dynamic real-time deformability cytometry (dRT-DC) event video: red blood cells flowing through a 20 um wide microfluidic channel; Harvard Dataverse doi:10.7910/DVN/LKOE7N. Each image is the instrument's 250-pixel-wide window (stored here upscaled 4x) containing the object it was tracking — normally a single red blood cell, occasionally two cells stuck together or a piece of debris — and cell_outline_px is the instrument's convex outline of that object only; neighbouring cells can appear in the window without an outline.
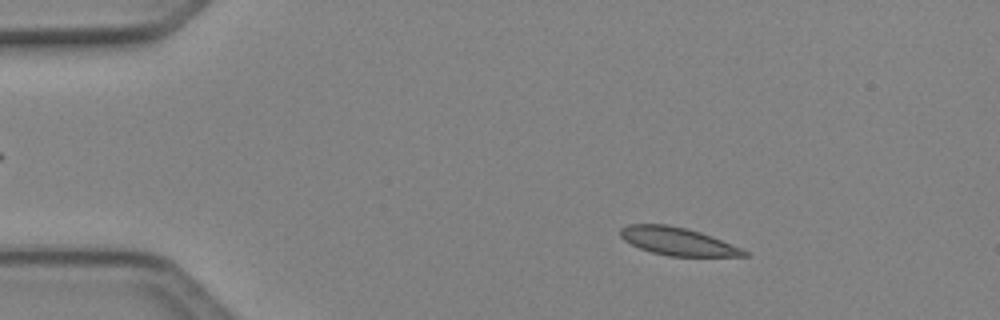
{"species": "Egyptian fruit bat (a non-hibernating species)", "species_latin": "Rousettus aegyptiacus", "temperature_condition": "cold", "stored_images_in_passage": 47, "camera_frame_rate_fps": 3000, "um_per_image_px": 0.085, "animal": {"sex": "female"}, "frame": {"image": 1, "passage_image": 6, "time_ms": 1.667, "image_size_px": [1000, 320], "cell_outline_px": [[748, 256], [668, 256], [652, 252], [640, 248], [624, 240], [620, 236], [620, 228], [628, 224], [668, 224], [700, 232], [712, 236], [740, 248], [748, 252]], "centroid_in_image_um": [57.57, 20.51], "position_along_channel_um": 27.4, "area_um2": 19.88}}
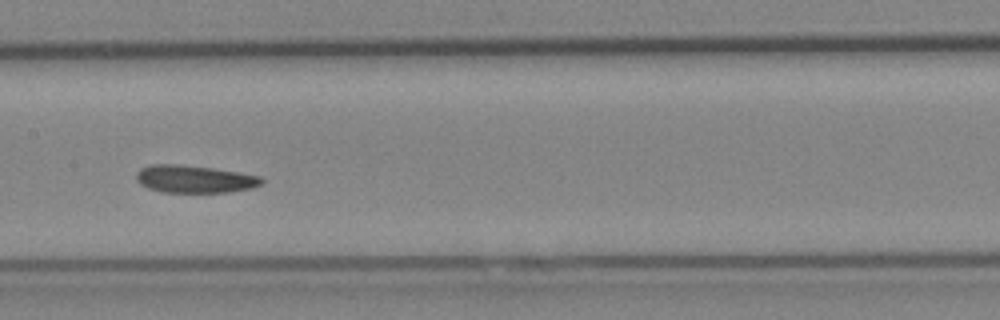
{"frame": {"image": 2, "passage_image": 23, "time_ms": 7.333, "image_size_px": [1000, 320], "cell_outline_px": [[264, 180], [260, 184], [252, 188], [228, 192], [160, 192], [148, 188], [140, 184], [136, 180], [136, 172], [140, 168], [152, 164], [180, 164], [212, 168], [260, 176]], "centroid_in_image_um": [16.48, 15.22], "position_along_channel_um": 190.9, "area_um2": 20.11}}
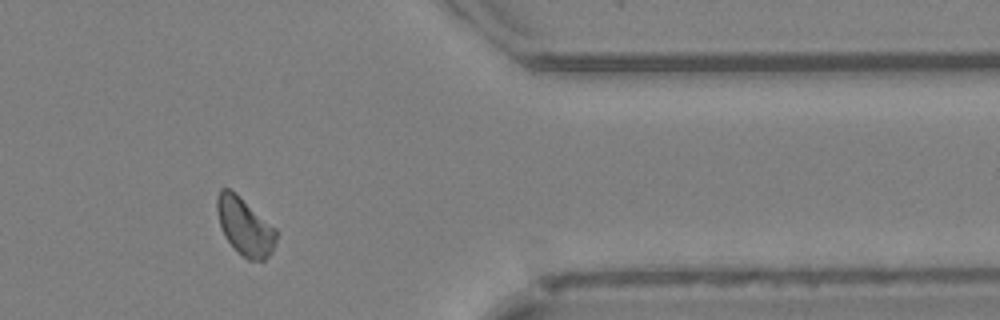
{"frame": {"image": 3, "passage_image": 39, "time_ms": 12.667, "image_size_px": [1000, 320], "cell_outline_px": [[280, 232], [272, 252], [264, 260], [248, 260], [236, 252], [224, 236], [220, 224], [216, 208], [216, 196], [220, 188], [228, 188], [236, 192], [276, 228]], "centroid_in_image_um": [20.82, 19.25], "position_along_channel_um": 390.6, "area_um2": 20.35}, "authors_computed_cell_mechanics": {"area_um2": 20.1144, "velocity_mm_per_s": 4.0773, "shape_relaxation_time_tau1_ms": 5.7192, "shape_relaxation_time_tau2_ms": 3.8336, "deformation_change_tau1": 0.0947, "deformation_change_tau2": 0.0599}}